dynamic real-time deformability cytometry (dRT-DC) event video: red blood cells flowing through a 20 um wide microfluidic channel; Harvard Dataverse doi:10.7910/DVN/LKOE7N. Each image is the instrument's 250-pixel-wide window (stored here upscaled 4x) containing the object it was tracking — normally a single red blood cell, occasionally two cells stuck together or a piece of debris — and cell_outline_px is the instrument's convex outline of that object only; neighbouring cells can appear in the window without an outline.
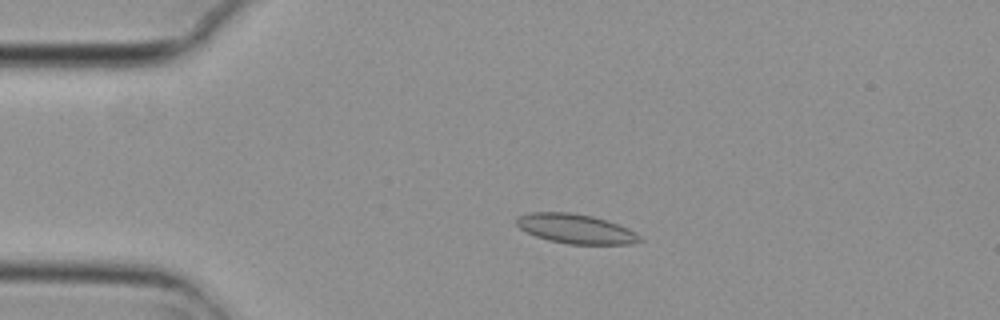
{"species": "common noctule bat (a hibernating species)", "species_latin": "Nyctalus noctula", "temperature_condition": "cold", "stored_images_in_passage": 5, "camera_frame_rate_fps": 3000, "um_per_image_px": 0.085, "animal": {"sex": "female", "body_mass_g": 29.2, "forearm_length_mm": 56.3}, "frame": {"image": 1, "passage_image": 4, "time_ms": 1.0, "image_size_px": [1000, 320], "cell_outline_px": [[644, 240], [632, 244], [568, 244], [548, 240], [536, 236], [520, 228], [516, 224], [516, 216], [528, 212], [572, 212], [592, 216], [628, 228], [636, 232]], "centroid_in_image_um": [48.92, 19.44], "position_along_channel_um": 36.1, "area_um2": 21.21}}